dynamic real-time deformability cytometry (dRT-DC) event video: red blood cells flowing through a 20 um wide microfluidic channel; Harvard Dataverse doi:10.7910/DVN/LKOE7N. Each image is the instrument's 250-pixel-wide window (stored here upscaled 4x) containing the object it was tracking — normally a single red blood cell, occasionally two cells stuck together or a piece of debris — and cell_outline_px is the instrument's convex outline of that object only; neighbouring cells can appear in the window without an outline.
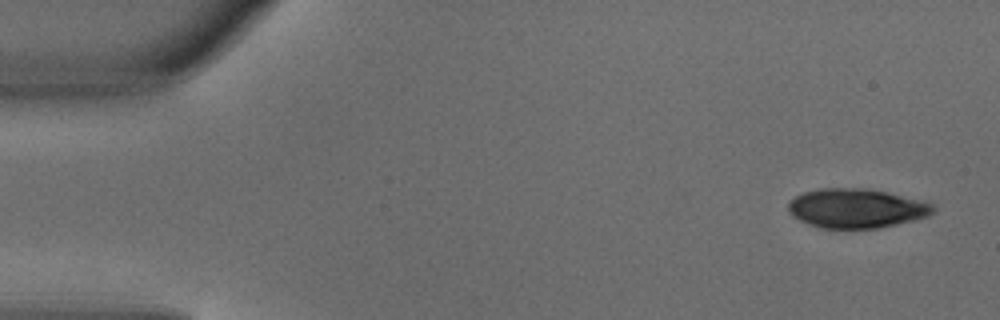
{"species": "common noctule bat (a hibernating species)", "species_latin": "Nyctalus noctula", "temperature_condition": "warm", "stored_images_in_passage": 3, "camera_frame_rate_fps": 3000, "um_per_image_px": 0.085, "animal": {"sex": "male", "body_mass_g": 18.8}, "frame": {"image": 1, "passage_image": 3, "time_ms": 0.667, "image_size_px": [1000, 320], "cell_outline_px": [[936, 208], [928, 216], [880, 228], [820, 228], [808, 224], [792, 216], [788, 212], [788, 204], [796, 196], [804, 192], [824, 188], [868, 188], [920, 200], [932, 204]], "centroid_in_image_um": [72.77, 17.71], "position_along_channel_um": 12.2, "area_um2": 32.95}}